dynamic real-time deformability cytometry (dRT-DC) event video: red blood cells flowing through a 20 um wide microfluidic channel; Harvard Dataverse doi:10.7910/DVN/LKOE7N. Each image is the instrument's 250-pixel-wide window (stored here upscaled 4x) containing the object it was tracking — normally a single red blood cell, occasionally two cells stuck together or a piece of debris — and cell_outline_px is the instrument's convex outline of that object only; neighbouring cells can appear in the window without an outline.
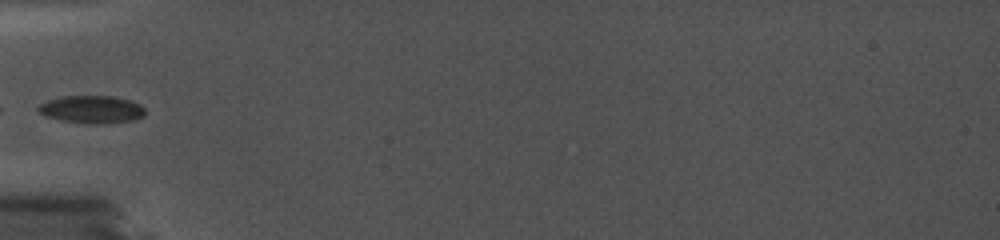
{"species": "common noctule bat (a hibernating species)", "species_latin": "Nyctalus noctula", "temperature_condition": "cold", "stored_images_in_passage": 25, "camera_frame_rate_fps": 5000, "um_per_image_px": 0.085, "animal": {"sex": "female", "body_mass_g": 19.0, "forearm_length_mm": 56.7}, "frame": {"image": 1, "passage_image": 1, "time_ms": 0.0, "image_size_px": [1000, 240], "cell_outline_px": [[144, 116], [132, 120], [100, 124], [92, 124], [60, 120], [48, 116], [40, 112], [36, 108], [40, 104], [48, 100], [60, 96], [112, 96], [128, 100], [140, 104], [144, 108]], "centroid_in_image_um": [7.79, 9.29], "position_along_channel_um": 77.2, "area_um2": 17.05}}
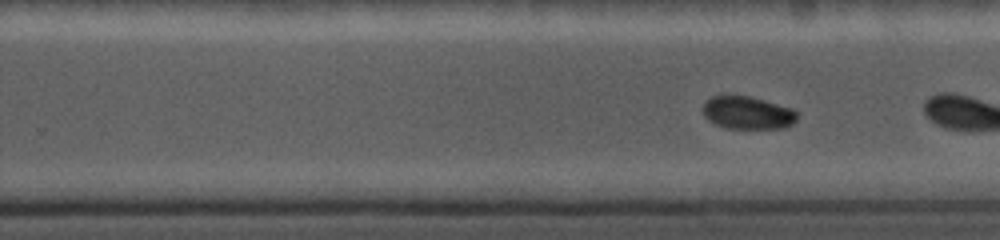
{"frame": {"image": 2, "passage_image": 22, "time_ms": 4.2, "image_size_px": [1000, 240], "cell_outline_px": [[796, 120], [792, 124], [784, 128], [724, 128], [708, 120], [704, 116], [704, 104], [712, 96], [748, 96], [792, 108], [796, 112]], "centroid_in_image_um": [63.55, 9.6], "position_along_channel_um": 266.3, "area_um2": 17.69}}